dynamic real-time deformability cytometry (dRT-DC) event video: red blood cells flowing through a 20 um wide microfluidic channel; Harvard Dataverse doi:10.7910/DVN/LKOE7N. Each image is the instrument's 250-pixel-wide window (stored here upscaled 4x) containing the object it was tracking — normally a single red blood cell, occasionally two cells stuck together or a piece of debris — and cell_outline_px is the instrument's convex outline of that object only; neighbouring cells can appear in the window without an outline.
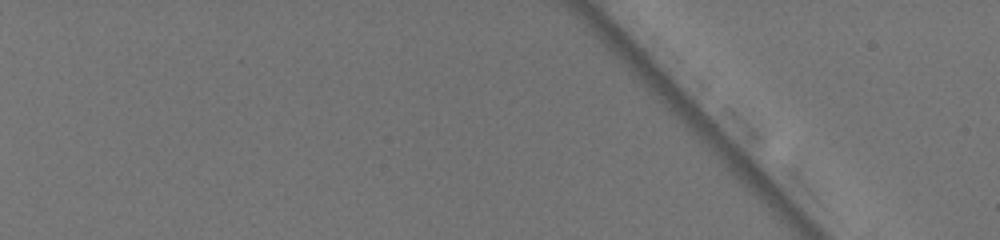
{"species": "common noctule bat (a hibernating species)", "species_latin": "Nyctalus noctula", "temperature_condition": "warm", "stored_images_in_passage": 3, "segment_of_instrument_passage": [2, 2], "camera_frame_rate_fps": 3000, "um_per_image_px": 0.085, "animal": {"sex": "female", "body_mass_g": 19.5, "forearm_length_mm": 54.1}, "frame": {"image": 1, "passage_image": 3, "time_ms": 0.667, "image_size_px": [1000, 240], "cell_outline_px": [[944, 88], [920, 136], [916, 136], [912, 132], [892, 108], [920, 68], [940, 80]], "centroid_in_image_um": [78.1, 8.6], "position_along_channel_um": 6.9, "area_um2": 13.64}}